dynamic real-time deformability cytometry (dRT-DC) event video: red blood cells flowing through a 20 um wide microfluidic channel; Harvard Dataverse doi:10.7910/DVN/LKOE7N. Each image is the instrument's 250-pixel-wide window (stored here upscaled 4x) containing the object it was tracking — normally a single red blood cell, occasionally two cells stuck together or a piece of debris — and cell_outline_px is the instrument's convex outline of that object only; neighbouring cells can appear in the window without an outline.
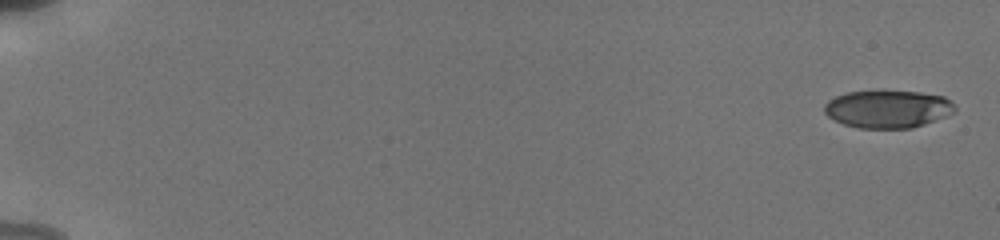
{"species": "human", "species_latin": "Homo sapiens", "temperature_condition": "cold", "stored_images_in_passage": 47, "camera_frame_rate_fps": 3000, "um_per_image_px": 0.085, "donor": {"sex": "male"}, "frame": {"image": 1, "passage_image": 1, "time_ms": 0.0, "image_size_px": [1000, 240], "cell_outline_px": [[956, 112], [924, 124], [912, 128], [856, 128], [844, 124], [828, 116], [824, 112], [824, 104], [828, 100], [836, 96], [848, 92], [920, 92], [944, 96], [956, 108]], "centroid_in_image_um": [75.45, 9.28], "position_along_channel_um": 9.5, "area_um2": 28.32}}
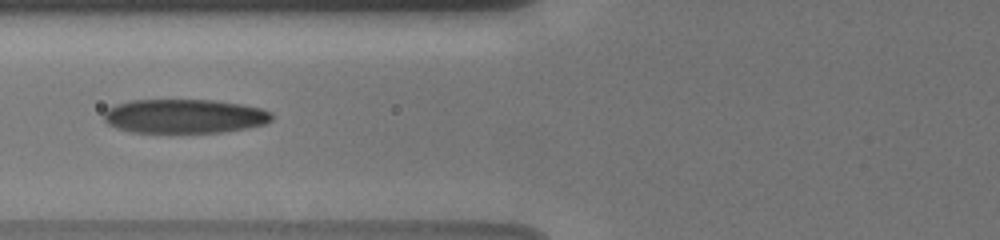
{"frame": {"image": 2, "passage_image": 22, "time_ms": 7.667, "image_size_px": [1000, 240], "cell_outline_px": [[272, 120], [264, 124], [248, 128], [224, 132], [172, 136], [132, 132], [116, 128], [108, 124], [104, 120], [104, 112], [108, 108], [116, 104], [132, 100], [212, 100], [240, 104], [260, 108], [272, 112]], "centroid_in_image_um": [15.64, 9.93], "position_along_channel_um": 110.2, "area_um2": 34.68}}
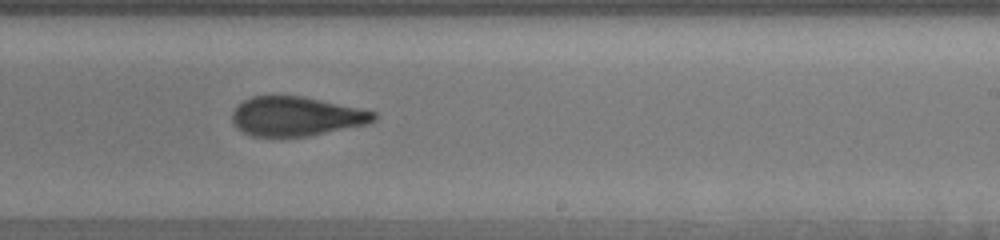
{"frame": {"image": 3, "passage_image": 32, "time_ms": 11.667, "image_size_px": [1000, 240], "cell_outline_px": [[376, 120], [368, 124], [308, 136], [252, 136], [236, 128], [232, 120], [232, 112], [244, 100], [252, 96], [304, 96], [376, 112]], "centroid_in_image_um": [25.18, 9.89], "position_along_channel_um": 263.8, "area_um2": 32.25}, "authors_computed_cell_mechanics": {"area_um2": 32.2524, "velocity_mm_per_s": 3.8494, "shape_relaxation_time_tau1_ms": 4.8751, "shape_relaxation_time_tau2_ms": 1.8395, "deformation_change_tau1": 0.1807, "deformation_change_tau2": 0.1055}}